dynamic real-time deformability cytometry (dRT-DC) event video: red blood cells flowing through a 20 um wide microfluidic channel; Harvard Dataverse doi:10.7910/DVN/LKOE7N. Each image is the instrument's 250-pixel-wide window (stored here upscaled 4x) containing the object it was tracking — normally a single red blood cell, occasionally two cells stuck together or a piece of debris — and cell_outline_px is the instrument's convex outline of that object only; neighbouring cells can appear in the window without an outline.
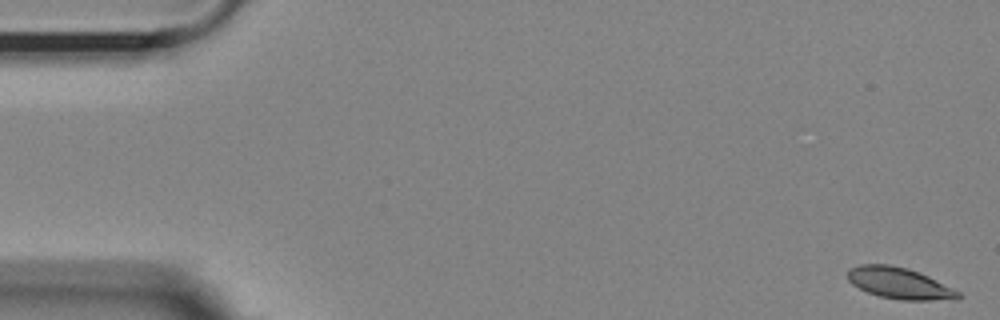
{"species": "Egyptian fruit bat (a non-hibernating species)", "species_latin": "Rousettus aegyptiacus", "temperature_condition": "room temperature", "stored_images_in_passage": 9, "camera_frame_rate_fps": 3000, "um_per_image_px": 0.085, "animal": {"sex": "female"}, "frame": {"image": 1, "passage_image": 1, "time_ms": 0.0, "image_size_px": [1000, 320], "cell_outline_px": [[964, 296], [956, 300], [900, 300], [880, 296], [868, 292], [852, 284], [848, 280], [848, 268], [860, 264], [888, 264], [908, 268], [928, 276], [960, 292]], "centroid_in_image_um": [76.47, 24.08], "position_along_channel_um": 8.5, "area_um2": 20.23}}